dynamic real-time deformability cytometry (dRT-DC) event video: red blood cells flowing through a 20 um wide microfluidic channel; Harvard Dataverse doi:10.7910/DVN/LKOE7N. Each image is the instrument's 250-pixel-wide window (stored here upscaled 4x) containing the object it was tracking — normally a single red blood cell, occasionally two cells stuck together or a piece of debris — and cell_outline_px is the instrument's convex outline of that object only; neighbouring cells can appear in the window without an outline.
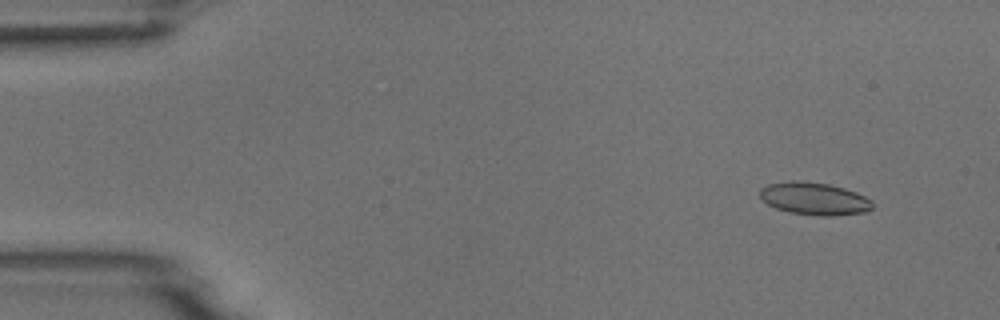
{"species": "common noctule bat (a hibernating species)", "species_latin": "Nyctalus noctula", "temperature_condition": "room temperature", "stored_images_in_passage": 5, "camera_frame_rate_fps": 3000, "um_per_image_px": 0.085, "animal": {"sex": "male", "body_mass_g": 18.8}, "frame": {"image": 1, "passage_image": 2, "time_ms": 1.333, "image_size_px": [1000, 320], "cell_outline_px": [[872, 208], [864, 212], [836, 216], [820, 216], [788, 212], [776, 208], [768, 204], [760, 196], [760, 188], [768, 184], [792, 180], [828, 184], [844, 188], [856, 192], [872, 200]], "centroid_in_image_um": [69.22, 16.89], "position_along_channel_um": 15.8, "area_um2": 21.27}}
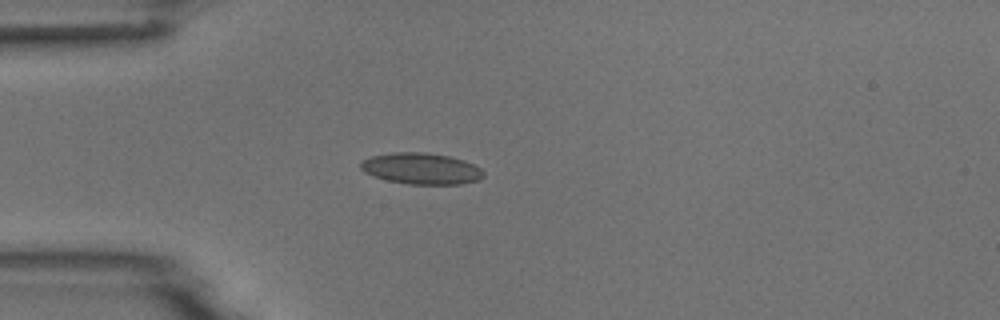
{"frame": {"image": 2, "passage_image": 5, "time_ms": 4.667, "image_size_px": [1000, 320], "cell_outline_px": [[484, 176], [480, 180], [460, 184], [408, 184], [388, 180], [364, 172], [360, 168], [360, 160], [372, 156], [392, 152], [424, 152], [448, 156], [464, 160], [480, 168], [484, 172]], "centroid_in_image_um": [35.81, 14.32], "position_along_channel_um": 49.2, "area_um2": 22.37}}